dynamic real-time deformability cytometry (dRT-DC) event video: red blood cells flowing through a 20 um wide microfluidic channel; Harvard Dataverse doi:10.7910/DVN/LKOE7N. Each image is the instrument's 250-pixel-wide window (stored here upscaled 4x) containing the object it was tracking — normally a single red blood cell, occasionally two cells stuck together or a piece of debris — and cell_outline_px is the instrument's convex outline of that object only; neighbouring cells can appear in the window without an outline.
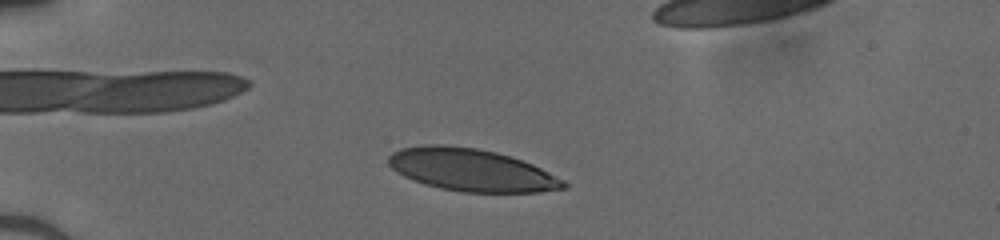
{"species": "human", "species_latin": "Homo sapiens", "temperature_condition": "cold", "stored_images_in_passage": 33, "camera_frame_rate_fps": 3000, "um_per_image_px": 0.085, "donor": {"sex": "male"}, "frame": {"image": 1, "passage_image": 1, "time_ms": 0.0, "image_size_px": [1000, 240], "cell_outline_px": [[568, 188], [540, 192], [464, 192], [440, 188], [424, 184], [412, 180], [396, 172], [388, 164], [388, 156], [392, 152], [400, 148], [424, 144], [444, 144], [476, 148], [496, 152], [532, 164], [564, 180], [568, 184]], "centroid_in_image_um": [40.03, 14.44], "position_along_channel_um": 45.0, "area_um2": 43.35}}
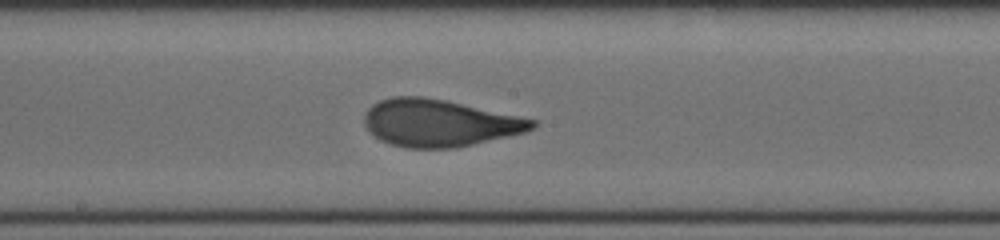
{"frame": {"image": 2, "passage_image": 16, "time_ms": 5.0, "image_size_px": [1000, 240], "cell_outline_px": [[540, 124], [524, 132], [508, 136], [456, 148], [408, 148], [392, 144], [380, 140], [368, 132], [364, 124], [364, 112], [372, 104], [380, 100], [392, 96], [420, 96], [444, 100], [536, 120]], "centroid_in_image_um": [37.28, 10.45], "position_along_channel_um": 210.9, "area_um2": 45.95}}
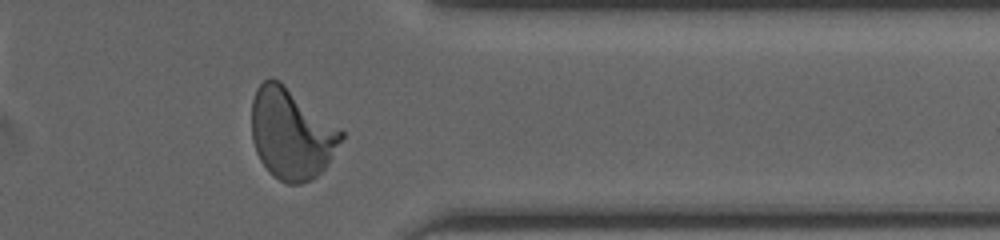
{"frame": {"image": 3, "passage_image": 29, "time_ms": 9.333, "image_size_px": [1000, 240], "cell_outline_px": [[344, 136], [332, 156], [324, 168], [312, 180], [300, 184], [288, 184], [272, 176], [268, 172], [260, 160], [256, 152], [252, 140], [252, 100], [256, 88], [264, 80], [272, 76], [280, 80], [340, 128], [344, 132]], "centroid_in_image_um": [24.74, 11.35], "position_along_channel_um": 386.7, "area_um2": 47.57}}